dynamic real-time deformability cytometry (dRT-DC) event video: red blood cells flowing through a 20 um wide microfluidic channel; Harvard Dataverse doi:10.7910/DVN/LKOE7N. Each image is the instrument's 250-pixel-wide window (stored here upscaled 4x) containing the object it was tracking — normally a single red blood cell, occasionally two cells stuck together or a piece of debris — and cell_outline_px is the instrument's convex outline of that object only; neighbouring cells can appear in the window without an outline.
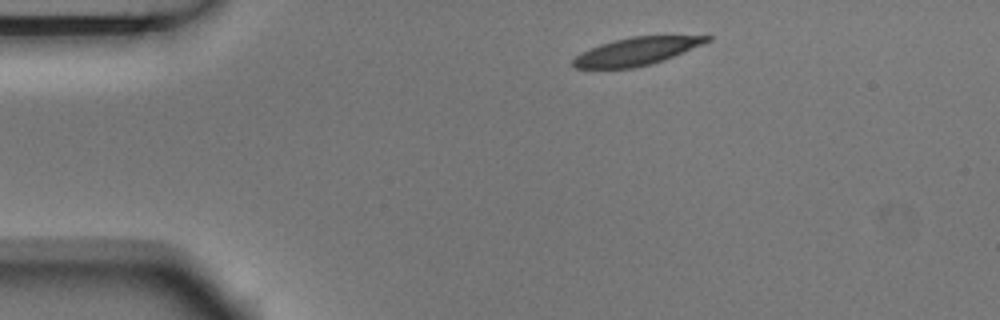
{"species": "Egyptian fruit bat (a non-hibernating species)", "species_latin": "Rousettus aegyptiacus", "temperature_condition": "room temperature", "stored_images_in_passage": 2, "camera_frame_rate_fps": 3000, "um_per_image_px": 0.085, "animal": {"sex": "male"}, "frame": {"image": 1, "passage_image": 1, "time_ms": 0.0, "image_size_px": [1000, 320], "cell_outline_px": [[712, 40], [672, 56], [648, 64], [632, 68], [576, 68], [572, 64], [572, 60], [580, 52], [600, 44], [612, 40], [632, 36], [712, 36]], "centroid_in_image_um": [54.03, 4.35], "position_along_channel_um": 31.0, "area_um2": 21.21}}